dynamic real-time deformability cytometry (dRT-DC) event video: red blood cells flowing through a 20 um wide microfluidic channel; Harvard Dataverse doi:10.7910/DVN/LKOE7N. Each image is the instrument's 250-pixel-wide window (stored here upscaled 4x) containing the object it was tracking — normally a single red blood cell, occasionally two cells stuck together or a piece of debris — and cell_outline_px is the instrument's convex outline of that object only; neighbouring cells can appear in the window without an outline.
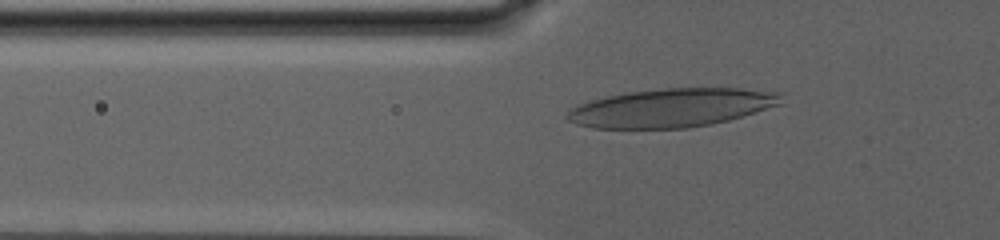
{"species": "human", "species_latin": "Homo sapiens", "temperature_condition": "warm", "stored_images_in_passage": 63, "camera_frame_rate_fps": 3000, "um_per_image_px": 0.085, "donor": {"sex": "male"}, "frame": {"image": 1, "passage_image": 10, "time_ms": 3.0, "image_size_px": [1000, 240], "cell_outline_px": [[784, 92], [780, 104], [728, 120], [712, 124], [688, 128], [592, 128], [576, 124], [568, 120], [564, 116], [572, 108], [588, 100], [628, 92], [664, 88], [744, 88]], "centroid_in_image_um": [57.09, 9.15], "position_along_channel_um": 68.7, "area_um2": 48.15}}
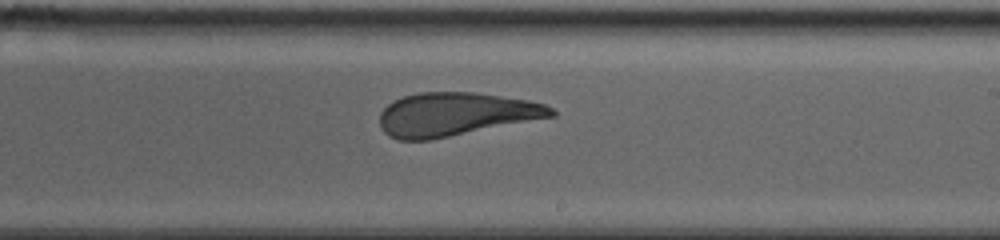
{"frame": {"image": 2, "passage_image": 33, "time_ms": 10.667, "image_size_px": [1000, 240], "cell_outline_px": [[556, 116], [432, 140], [396, 140], [388, 136], [384, 132], [380, 124], [380, 112], [388, 104], [404, 96], [420, 92], [476, 92], [528, 100], [544, 104], [552, 108], [556, 112]], "centroid_in_image_um": [38.72, 9.72], "position_along_channel_um": 250.3, "area_um2": 43.58}}
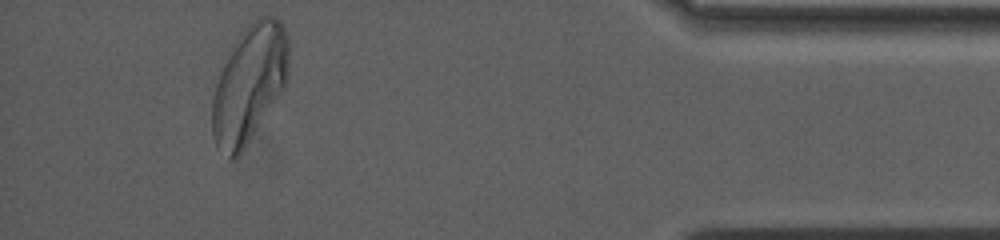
{"frame": {"image": 3, "passage_image": 58, "time_ms": 19.0, "image_size_px": [1000, 240], "cell_outline_px": [[288, 76], [284, 88], [240, 156], [236, 160], [228, 160], [216, 144], [212, 132], [212, 100], [216, 84], [220, 72], [232, 44], [248, 24], [252, 20], [260, 16], [276, 16], [284, 24], [288, 40]], "centroid_in_image_um": [21.19, 7.13], "position_along_channel_um": 414.0, "area_um2": 52.66}, "authors_computed_cell_mechanics": {"area_um2": 45.4886, "velocity_mm_per_s": 2.4638, "shape_relaxation_time_tau1_ms": null, "shape_relaxation_time_tau2_ms": 2.0653, "deformation_change_tau1": null, "deformation_change_tau2": 0.1102}}